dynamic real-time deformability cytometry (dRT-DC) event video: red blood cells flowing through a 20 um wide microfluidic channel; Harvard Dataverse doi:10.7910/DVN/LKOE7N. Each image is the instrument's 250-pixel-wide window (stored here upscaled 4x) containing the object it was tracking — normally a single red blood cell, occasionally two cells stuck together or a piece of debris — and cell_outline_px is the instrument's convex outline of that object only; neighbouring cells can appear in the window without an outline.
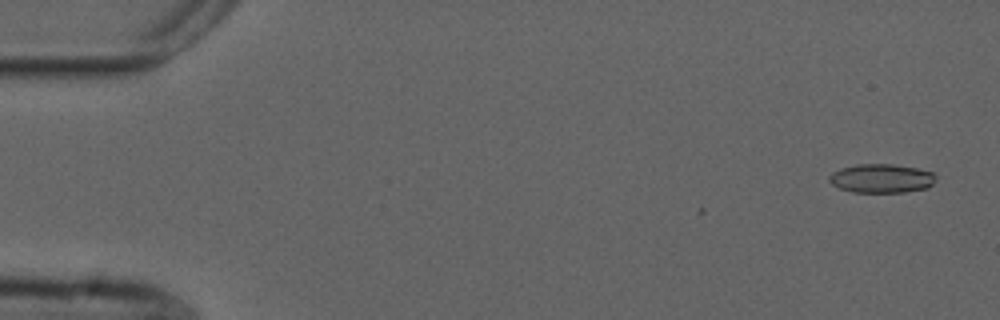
{"species": "common noctule bat (a hibernating species)", "species_latin": "Nyctalus noctula", "temperature_condition": "cold", "stored_images_in_passage": 11, "camera_frame_rate_fps": 3000, "um_per_image_px": 0.085, "animal": {"sex": "male", "forearm_length_mm": 52.5}, "frame": {"image": 1, "passage_image": 3, "time_ms": 0.667, "image_size_px": [1000, 320], "cell_outline_px": [[936, 180], [928, 188], [904, 192], [852, 192], [840, 188], [832, 184], [828, 180], [828, 176], [832, 172], [840, 168], [856, 164], [892, 164], [916, 168], [932, 172], [936, 176]], "centroid_in_image_um": [74.91, 15.16], "position_along_channel_um": 10.1, "area_um2": 18.03}}